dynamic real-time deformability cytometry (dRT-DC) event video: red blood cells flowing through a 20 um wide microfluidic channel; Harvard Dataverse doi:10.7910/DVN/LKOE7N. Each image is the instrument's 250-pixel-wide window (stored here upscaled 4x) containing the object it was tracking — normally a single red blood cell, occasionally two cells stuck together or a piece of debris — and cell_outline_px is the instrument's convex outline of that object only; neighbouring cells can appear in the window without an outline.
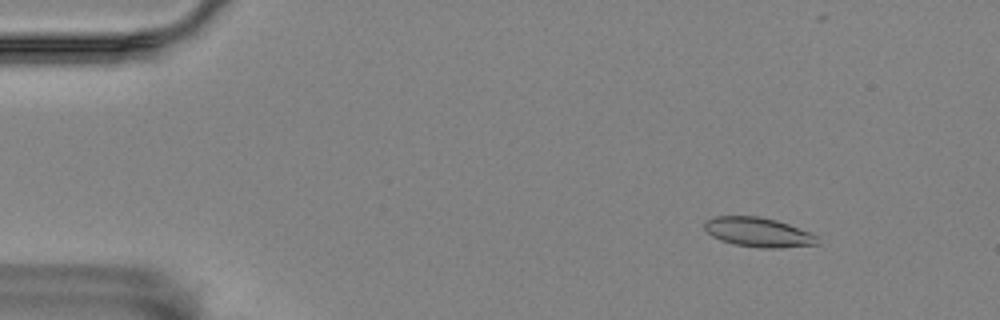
{"species": "Egyptian fruit bat (a non-hibernating species)", "species_latin": "Rousettus aegyptiacus", "temperature_condition": "room temperature", "stored_images_in_passage": 59, "camera_frame_rate_fps": 3000, "um_per_image_px": 0.085, "animal": {"sex": "female"}, "frame": {"image": 1, "passage_image": 7, "time_ms": 2.0, "image_size_px": [1000, 320], "cell_outline_px": [[820, 244], [780, 248], [760, 248], [732, 244], [720, 240], [712, 236], [704, 228], [704, 220], [716, 216], [760, 216], [776, 220], [788, 224], [820, 236]], "centroid_in_image_um": [64.48, 19.74], "position_along_channel_um": 20.5, "area_um2": 19.65}}
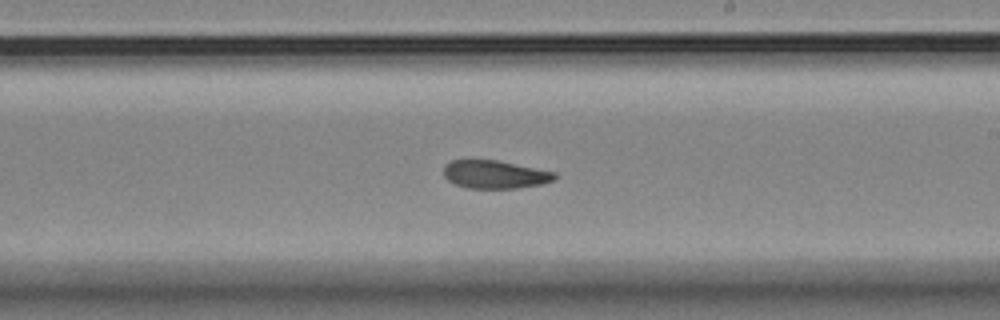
{"frame": {"image": 2, "passage_image": 34, "time_ms": 11.0, "image_size_px": [1000, 320], "cell_outline_px": [[556, 180], [544, 184], [520, 188], [468, 188], [456, 184], [448, 180], [444, 176], [444, 164], [452, 160], [496, 160], [556, 172]], "centroid_in_image_um": [42.1, 14.83], "position_along_channel_um": 246.9, "area_um2": 18.26}}
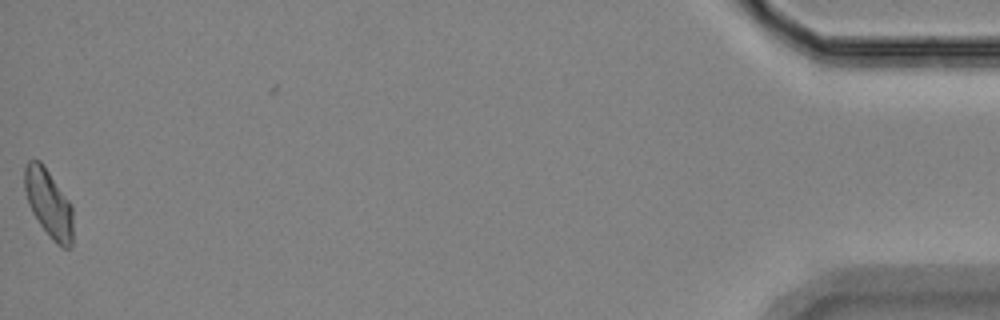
{"frame": {"image": 3, "passage_image": 58, "time_ms": 19.0, "image_size_px": [1000, 320], "cell_outline_px": [[72, 248], [64, 248], [56, 244], [52, 240], [40, 224], [32, 212], [28, 204], [24, 188], [24, 168], [28, 160], [40, 160], [72, 204]], "centroid_in_image_um": [4.13, 17.29], "position_along_channel_um": 431.1, "area_um2": 19.25}, "authors_computed_cell_mechanics": {"area_um2": 19.074, "velocity_mm_per_s": 3.4608, "shape_relaxation_time_tau1_ms": null, "shape_relaxation_time_tau2_ms": 7.1234, "deformation_change_tau1": null, "deformation_change_tau2": 0.1246}}